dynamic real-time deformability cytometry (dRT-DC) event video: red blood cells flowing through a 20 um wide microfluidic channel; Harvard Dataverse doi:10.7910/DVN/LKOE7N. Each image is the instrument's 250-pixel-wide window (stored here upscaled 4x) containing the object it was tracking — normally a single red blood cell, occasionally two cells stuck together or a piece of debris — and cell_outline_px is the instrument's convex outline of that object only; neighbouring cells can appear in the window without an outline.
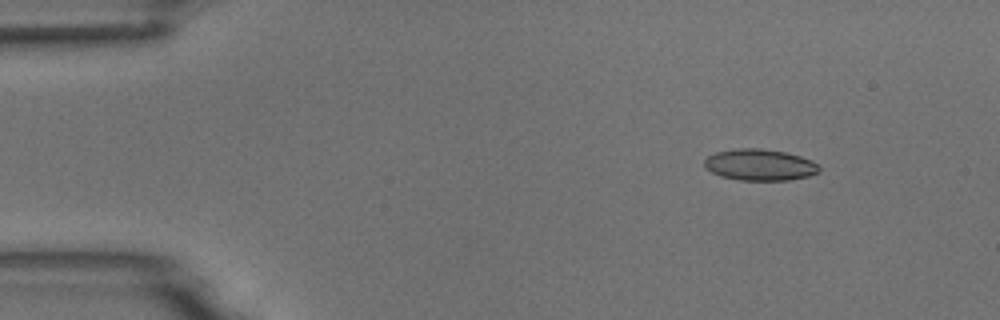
{"species": "common noctule bat (a hibernating species)", "species_latin": "Nyctalus noctula", "temperature_condition": "room temperature", "stored_images_in_passage": 5, "camera_frame_rate_fps": 3000, "um_per_image_px": 0.085, "animal": {"sex": "male", "body_mass_g": 18.8}, "frame": {"image": 1, "passage_image": 1, "time_ms": 0.0, "image_size_px": [1000, 320], "cell_outline_px": [[820, 172], [808, 176], [788, 180], [740, 180], [720, 176], [704, 168], [704, 160], [708, 156], [716, 152], [736, 148], [760, 148], [784, 152], [800, 156], [812, 160], [820, 164]], "centroid_in_image_um": [64.59, 14.01], "position_along_channel_um": 20.4, "area_um2": 21.15}}
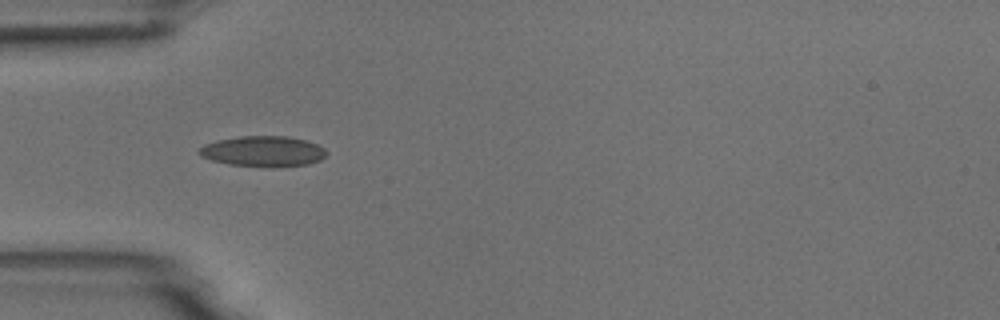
{"frame": {"image": 2, "passage_image": 4, "time_ms": 3.333, "image_size_px": [1000, 320], "cell_outline_px": [[328, 152], [320, 160], [308, 164], [228, 164], [212, 160], [200, 156], [196, 152], [204, 144], [220, 140], [240, 136], [288, 136], [308, 140], [324, 148]], "centroid_in_image_um": [22.35, 12.81], "position_along_channel_um": 62.7, "area_um2": 21.73}}